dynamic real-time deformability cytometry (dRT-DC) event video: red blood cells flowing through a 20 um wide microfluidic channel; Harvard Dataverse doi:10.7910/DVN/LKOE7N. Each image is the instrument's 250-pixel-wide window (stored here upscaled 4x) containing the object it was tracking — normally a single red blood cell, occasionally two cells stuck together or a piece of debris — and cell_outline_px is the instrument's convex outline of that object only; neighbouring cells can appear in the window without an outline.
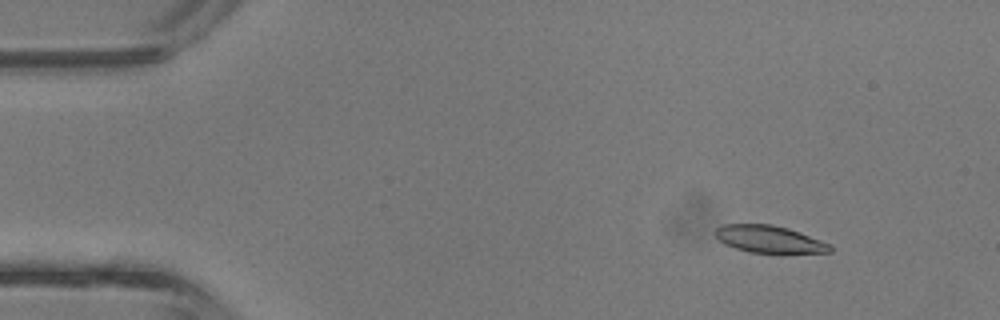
{"species": "common noctule bat (a hibernating species)", "species_latin": "Nyctalus noctula", "temperature_condition": "room temperature", "stored_images_in_passage": 3, "camera_frame_rate_fps": 3000, "um_per_image_px": 0.085, "animal": {"sex": "male", "body_mass_g": 13.3}, "frame": {"image": 1, "passage_image": 1, "time_ms": 0.0, "image_size_px": [1000, 320], "cell_outline_px": [[832, 252], [780, 256], [748, 252], [724, 244], [716, 236], [716, 228], [724, 224], [772, 224], [788, 228], [832, 244]], "centroid_in_image_um": [65.48, 20.39], "position_along_channel_um": 19.5, "area_um2": 19.13}}
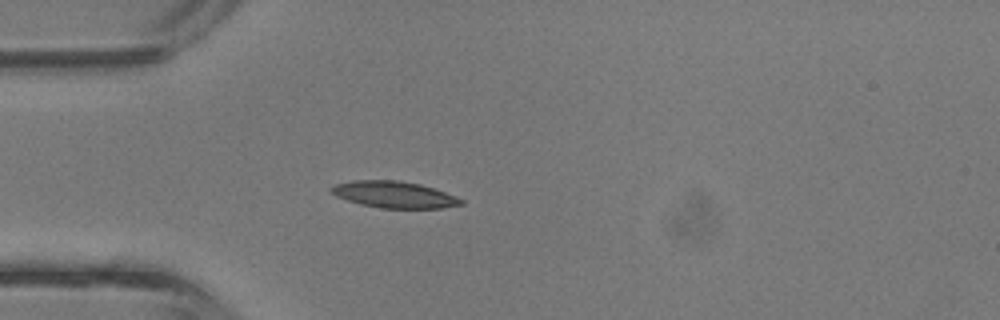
{"frame": {"image": 2, "passage_image": 3, "time_ms": 0.667, "image_size_px": [1000, 320], "cell_outline_px": [[464, 204], [440, 208], [380, 208], [360, 204], [336, 196], [328, 192], [328, 188], [336, 184], [352, 180], [396, 180], [420, 184], [456, 196], [464, 200]], "centroid_in_image_um": [33.46, 16.54], "position_along_channel_um": 51.5, "area_um2": 20.11}}